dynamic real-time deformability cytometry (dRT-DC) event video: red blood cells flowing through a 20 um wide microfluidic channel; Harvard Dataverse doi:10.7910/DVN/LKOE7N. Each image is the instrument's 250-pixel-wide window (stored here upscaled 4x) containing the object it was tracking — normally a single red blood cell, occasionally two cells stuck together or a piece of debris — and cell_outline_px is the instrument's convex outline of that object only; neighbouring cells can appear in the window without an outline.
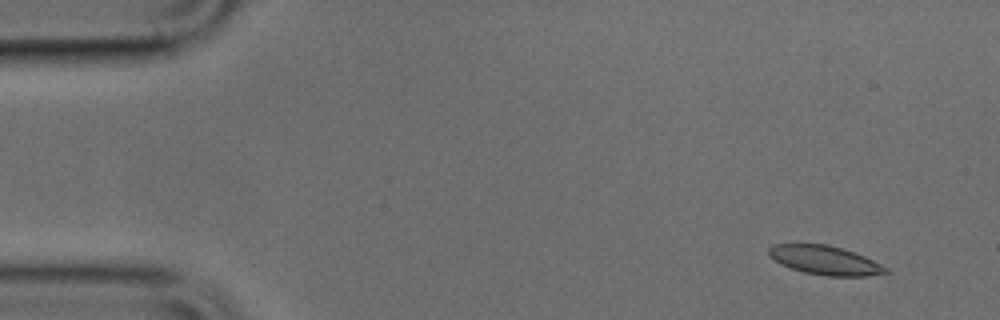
{"species": "common noctule bat (a hibernating species)", "species_latin": "Nyctalus noctula", "temperature_condition": "cold", "stored_images_in_passage": 50, "camera_frame_rate_fps": 3000, "um_per_image_px": 0.085, "animal": {"sex": "male", "body_mass_g": 17.9, "forearm_length_mm": 54.2}, "frame": {"image": 1, "passage_image": 3, "time_ms": 0.667, "image_size_px": [1000, 320], "cell_outline_px": [[892, 272], [868, 276], [824, 276], [804, 272], [780, 264], [768, 256], [768, 248], [772, 244], [828, 244], [844, 248], [864, 256], [888, 268]], "centroid_in_image_um": [70.12, 22.12], "position_along_channel_um": 14.9, "area_um2": 19.94}}
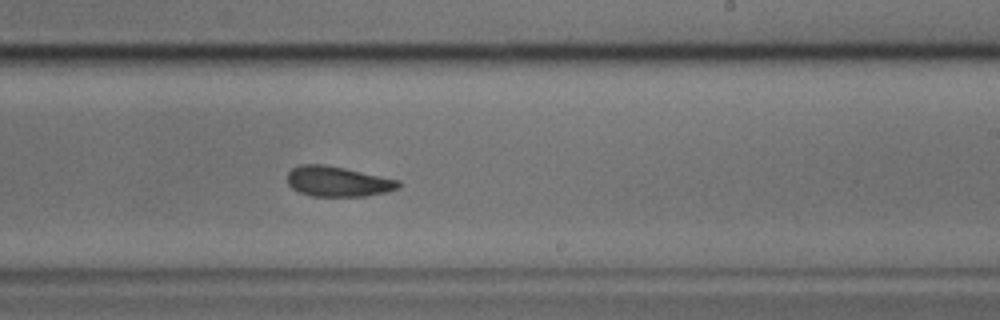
{"frame": {"image": 2, "passage_image": 29, "time_ms": 9.333, "image_size_px": [1000, 320], "cell_outline_px": [[400, 188], [388, 192], [368, 196], [312, 196], [300, 192], [292, 188], [288, 184], [288, 172], [292, 168], [300, 164], [324, 164], [344, 168], [400, 180]], "centroid_in_image_um": [28.74, 15.43], "position_along_channel_um": 260.3, "area_um2": 19.65}}
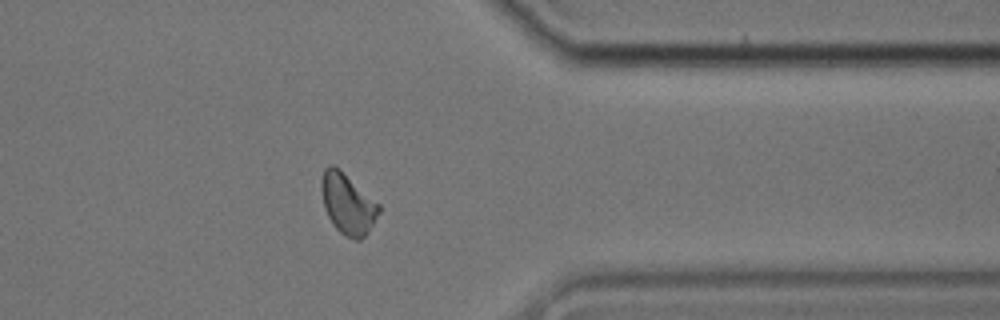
{"frame": {"image": 3, "passage_image": 39, "time_ms": 12.667, "image_size_px": [1000, 320], "cell_outline_px": [[380, 212], [368, 232], [360, 240], [356, 240], [344, 236], [332, 224], [324, 208], [320, 188], [320, 180], [324, 168], [328, 164], [332, 164], [340, 168], [380, 204]], "centroid_in_image_um": [29.53, 17.29], "position_along_channel_um": 381.9, "area_um2": 20.69}}